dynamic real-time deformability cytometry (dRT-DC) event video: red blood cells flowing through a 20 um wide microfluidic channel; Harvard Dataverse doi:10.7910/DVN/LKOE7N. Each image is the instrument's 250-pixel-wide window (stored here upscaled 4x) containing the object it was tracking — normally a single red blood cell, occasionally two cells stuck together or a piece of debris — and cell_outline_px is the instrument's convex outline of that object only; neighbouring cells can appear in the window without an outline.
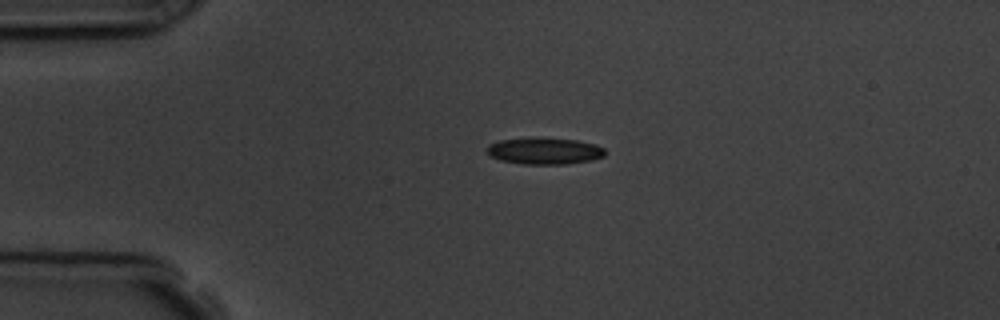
{"species": "common noctule bat (a hibernating species)", "species_latin": "Nyctalus noctula", "temperature_condition": "room temperature", "stored_images_in_passage": 3, "segment_of_instrument_passage": [1, 2], "camera_frame_rate_fps": 3000, "um_per_image_px": 0.085, "animal": {"sex": "male", "body_mass_g": 19.5, "forearm_length_mm": 54.6}, "frame": {"image": 1, "passage_image": 1, "time_ms": 0.0, "image_size_px": [1000, 320], "cell_outline_px": [[604, 156], [592, 160], [568, 164], [524, 164], [500, 160], [488, 156], [484, 152], [484, 148], [488, 144], [500, 140], [576, 140], [596, 144], [604, 148]], "centroid_in_image_um": [46.24, 12.88], "position_along_channel_um": 38.8, "area_um2": 17.8}}